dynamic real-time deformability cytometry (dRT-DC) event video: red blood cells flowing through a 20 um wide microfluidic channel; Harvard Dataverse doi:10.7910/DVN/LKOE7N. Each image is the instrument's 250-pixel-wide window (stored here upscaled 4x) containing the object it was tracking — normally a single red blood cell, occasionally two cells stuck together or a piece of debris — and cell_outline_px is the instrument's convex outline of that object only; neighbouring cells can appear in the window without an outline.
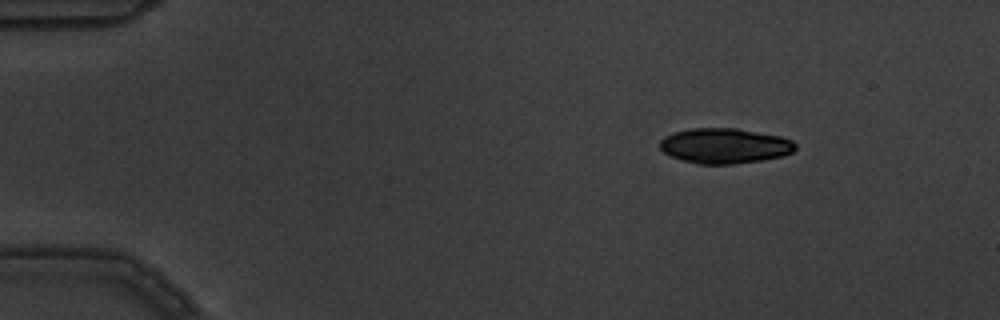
{"species": "common noctule bat (a hibernating species)", "species_latin": "Nyctalus noctula", "temperature_condition": "warm", "stored_images_in_passage": 5, "camera_frame_rate_fps": 3000, "um_per_image_px": 0.085, "animal": {"sex": "male", "body_mass_g": 19.5, "forearm_length_mm": 54.6}, "frame": {"image": 1, "passage_image": 3, "time_ms": 0.667, "image_size_px": [1000, 320], "cell_outline_px": [[796, 148], [792, 152], [784, 156], [760, 160], [732, 164], [700, 164], [684, 160], [672, 156], [664, 152], [660, 148], [660, 140], [664, 136], [676, 132], [692, 128], [736, 128], [780, 136], [792, 140], [796, 144]], "centroid_in_image_um": [61.62, 12.39], "position_along_channel_um": 23.4, "area_um2": 27.63}}